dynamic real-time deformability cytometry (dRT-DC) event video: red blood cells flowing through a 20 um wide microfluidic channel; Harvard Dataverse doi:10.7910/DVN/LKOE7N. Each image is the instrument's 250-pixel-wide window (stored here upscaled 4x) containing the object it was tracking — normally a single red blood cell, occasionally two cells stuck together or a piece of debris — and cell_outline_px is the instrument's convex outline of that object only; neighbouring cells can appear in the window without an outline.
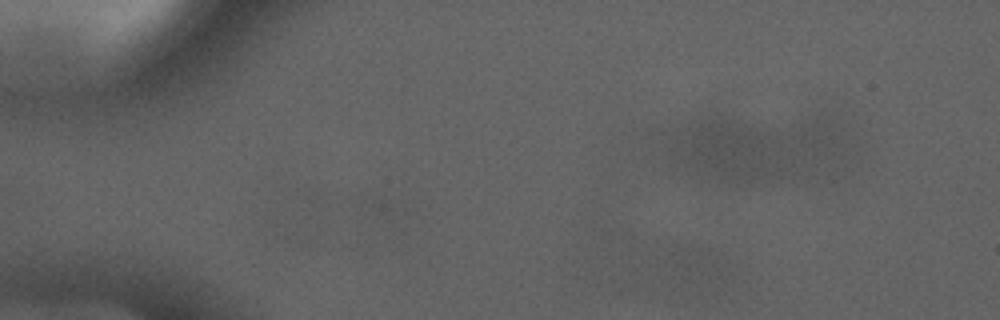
{"species": "common noctule bat (a hibernating species)", "species_latin": "Nyctalus noctula", "temperature_condition": "cold", "stored_images_in_passage": 3, "camera_frame_rate_fps": 3000, "um_per_image_px": 0.085, "animal": {"sex": "male", "forearm_length_mm": 52.5}, "frame": {"image": 1, "passage_image": 3, "time_ms": 2.333, "image_size_px": [1000, 320], "cell_outline_px": [[716, 276], [696, 292], [684, 296], [680, 292], [676, 284], [672, 268], [676, 260], [684, 252], [692, 248], [700, 248], [716, 256]], "centroid_in_image_um": [59.0, 22.98], "position_along_channel_um": 26.0, "area_um2": 10.98}}